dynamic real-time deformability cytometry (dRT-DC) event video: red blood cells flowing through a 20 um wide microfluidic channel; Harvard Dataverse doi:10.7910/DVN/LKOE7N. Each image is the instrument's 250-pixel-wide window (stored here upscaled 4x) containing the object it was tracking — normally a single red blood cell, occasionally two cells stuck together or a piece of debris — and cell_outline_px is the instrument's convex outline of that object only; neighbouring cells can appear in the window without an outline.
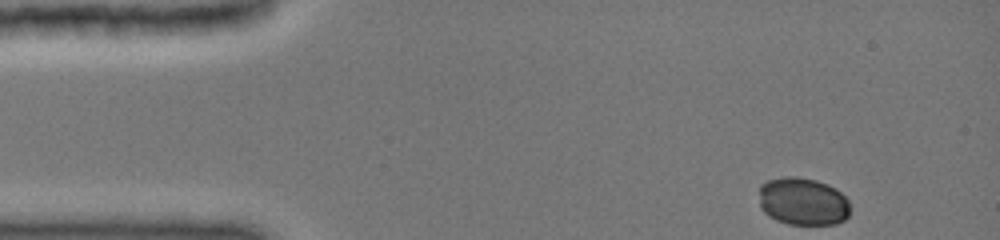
{"species": "common noctule bat (a hibernating species)", "species_latin": "Nyctalus noctula", "temperature_condition": "cold", "stored_images_in_passage": 14, "camera_frame_rate_fps": 3000, "um_per_image_px": 0.085, "animal": {"sex": "female", "body_mass_g": 19.0, "forearm_length_mm": 51.5}, "frame": {"image": 1, "passage_image": 1, "time_ms": 0.0, "image_size_px": [1000, 240], "cell_outline_px": [[848, 216], [844, 220], [836, 224], [788, 224], [776, 220], [768, 216], [760, 208], [760, 184], [768, 180], [784, 176], [796, 176], [816, 180], [828, 184], [836, 188], [848, 200]], "centroid_in_image_um": [68.22, 17.11], "position_along_channel_um": 16.8, "area_um2": 25.49}}